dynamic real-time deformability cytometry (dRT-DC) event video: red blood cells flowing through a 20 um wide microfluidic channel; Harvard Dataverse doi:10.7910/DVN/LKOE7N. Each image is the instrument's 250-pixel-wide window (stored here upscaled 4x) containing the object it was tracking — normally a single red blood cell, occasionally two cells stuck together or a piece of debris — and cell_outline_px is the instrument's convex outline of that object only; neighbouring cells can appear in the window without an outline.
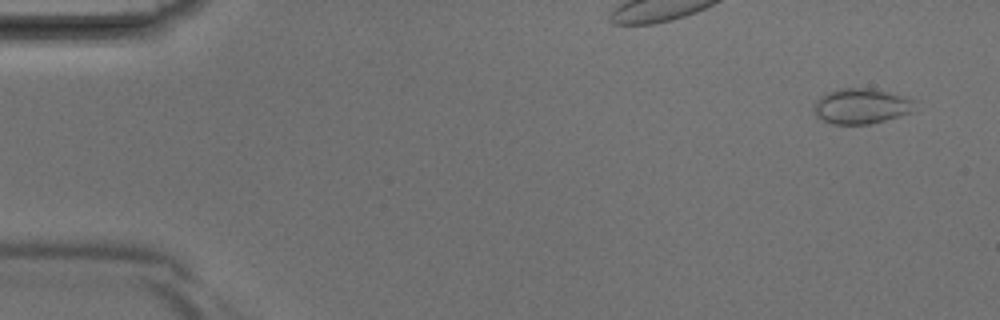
{"species": "Egyptian fruit bat (a non-hibernating species)", "species_latin": "Rousettus aegyptiacus", "temperature_condition": "room temperature", "stored_images_in_passage": 41, "camera_frame_rate_fps": 3000, "um_per_image_px": 0.085, "animal": {"sex": "male"}, "frame": {"image": 1, "passage_image": 3, "time_ms": 0.667, "image_size_px": [1000, 320], "cell_outline_px": [[916, 100], [912, 112], [900, 116], [872, 124], [832, 124], [816, 116], [812, 112], [812, 108], [816, 100], [820, 96], [828, 92], [840, 88], [872, 88], [888, 92]], "centroid_in_image_um": [73.18, 9.02], "position_along_channel_um": 11.8, "area_um2": 20.98}}
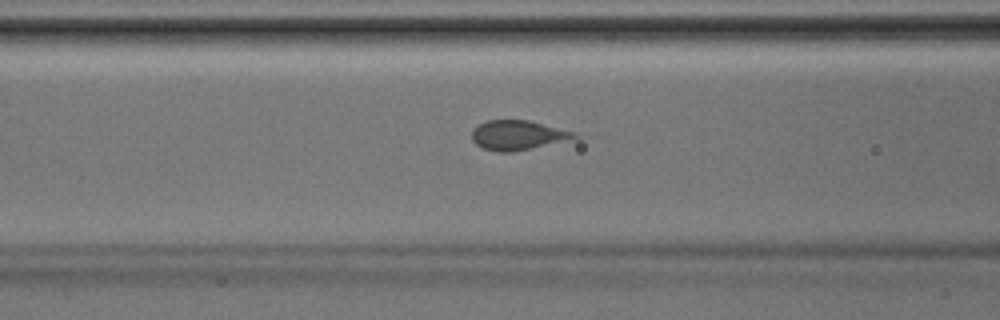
{"frame": {"image": 2, "passage_image": 17, "time_ms": 5.333, "image_size_px": [1000, 320], "cell_outline_px": [[580, 136], [512, 152], [500, 152], [484, 148], [476, 144], [472, 140], [472, 128], [488, 120], [528, 120], [580, 132]], "centroid_in_image_um": [44.01, 11.46], "position_along_channel_um": 122.6, "area_um2": 17.46}}
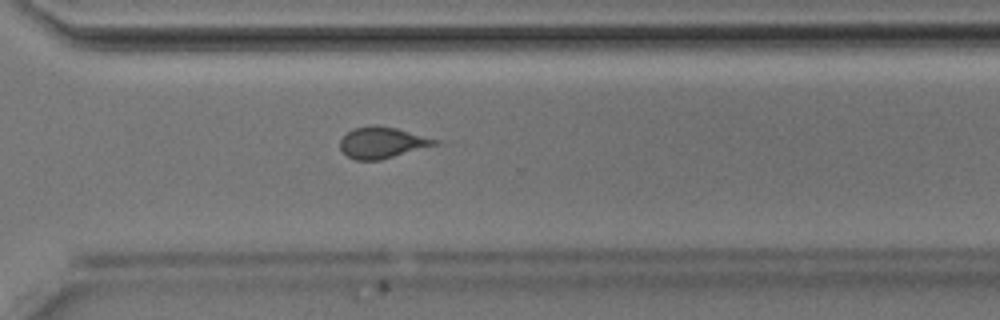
{"frame": {"image": 3, "passage_image": 30, "time_ms": 9.667, "image_size_px": [1000, 320], "cell_outline_px": [[444, 140], [440, 144], [380, 160], [356, 160], [348, 156], [340, 148], [340, 140], [352, 128], [372, 124], [396, 128]], "centroid_in_image_um": [32.55, 12.11], "position_along_channel_um": 338.0, "area_um2": 17.51}}